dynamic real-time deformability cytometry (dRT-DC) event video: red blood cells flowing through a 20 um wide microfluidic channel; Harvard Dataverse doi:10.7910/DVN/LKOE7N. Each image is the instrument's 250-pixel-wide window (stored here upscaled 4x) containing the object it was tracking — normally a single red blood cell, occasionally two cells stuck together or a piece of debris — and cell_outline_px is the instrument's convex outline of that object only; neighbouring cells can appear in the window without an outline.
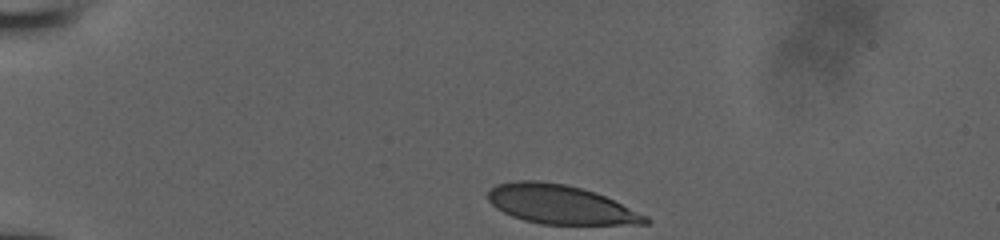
{"species": "human", "species_latin": "Homo sapiens", "temperature_condition": "room temperature", "stored_images_in_passage": 33, "camera_frame_rate_fps": 3000, "um_per_image_px": 0.085, "donor": {"sex": "male"}, "frame": {"image": 1, "passage_image": 1, "time_ms": 0.0, "image_size_px": [1000, 240], "cell_outline_px": [[652, 220], [648, 224], [540, 224], [524, 220], [512, 216], [496, 208], [488, 200], [488, 192], [496, 184], [516, 180], [540, 180], [564, 184], [596, 192], [648, 216]], "centroid_in_image_um": [47.63, 17.38], "position_along_channel_um": 37.4, "area_um2": 35.72}}
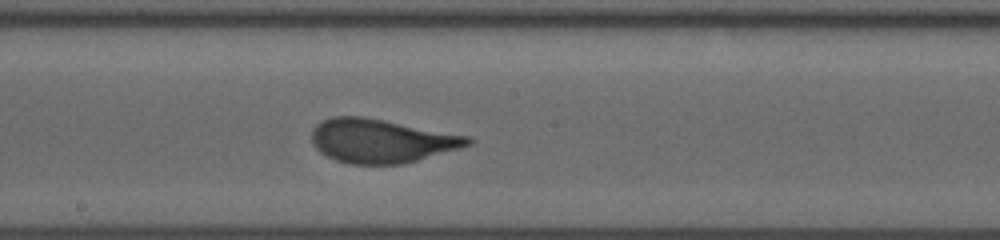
{"frame": {"image": 2, "passage_image": 19, "time_ms": 6.0, "image_size_px": [1000, 240], "cell_outline_px": [[476, 140], [472, 144], [460, 148], [404, 164], [348, 164], [336, 160], [320, 152], [312, 144], [312, 128], [320, 120], [332, 116], [364, 116], [472, 136]], "centroid_in_image_um": [32.43, 11.96], "position_along_channel_um": 215.8, "area_um2": 40.34}}
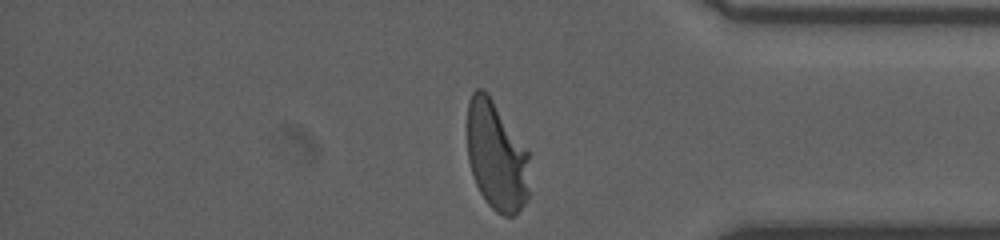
{"frame": {"image": 3, "passage_image": 33, "time_ms": 10.667, "image_size_px": [1000, 240], "cell_outline_px": [[528, 200], [512, 216], [504, 216], [496, 212], [488, 204], [480, 192], [476, 184], [468, 160], [468, 100], [472, 92], [476, 88], [484, 88], [488, 92], [528, 152]], "centroid_in_image_um": [42.18, 13.24], "position_along_channel_um": 393.0, "area_um2": 39.42}}